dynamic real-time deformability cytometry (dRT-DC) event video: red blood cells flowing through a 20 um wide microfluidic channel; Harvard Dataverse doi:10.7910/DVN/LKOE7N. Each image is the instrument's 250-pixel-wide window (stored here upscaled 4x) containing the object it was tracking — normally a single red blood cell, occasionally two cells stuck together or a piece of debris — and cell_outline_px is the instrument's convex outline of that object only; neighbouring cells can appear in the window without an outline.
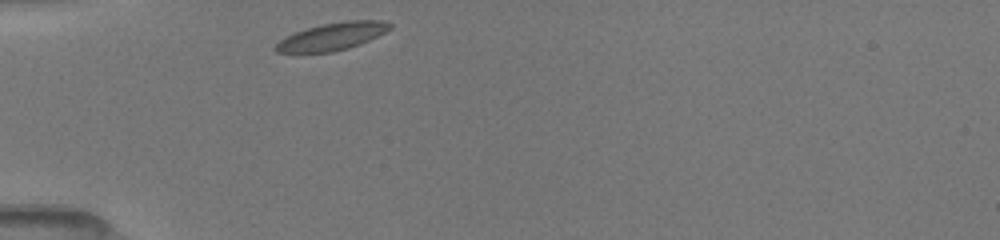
{"species": "common noctule bat (a hibernating species)", "species_latin": "Nyctalus noctula", "temperature_condition": "room temperature", "stored_images_in_passage": 30, "camera_frame_rate_fps": 3000, "um_per_image_px": 0.085, "animal": {"sex": "female", "body_mass_g": 19.5, "forearm_length_mm": 54.1}, "frame": {"image": 1, "passage_image": 1, "time_ms": 0.0, "image_size_px": [1000, 240], "cell_outline_px": [[392, 28], [360, 44], [348, 48], [332, 52], [276, 52], [272, 48], [280, 40], [296, 32], [308, 28], [324, 24], [344, 20], [380, 20], [392, 24]], "centroid_in_image_um": [28.25, 3.09], "position_along_channel_um": 56.8, "area_um2": 17.98}}
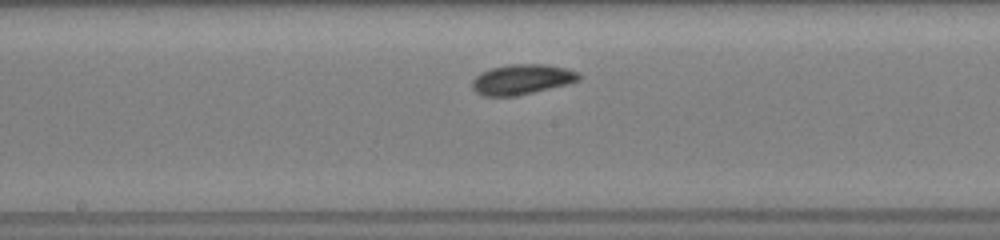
{"frame": {"image": 2, "passage_image": 13, "time_ms": 4.0, "image_size_px": [1000, 240], "cell_outline_px": [[580, 80], [568, 84], [516, 96], [484, 96], [476, 92], [472, 88], [472, 80], [480, 72], [492, 68], [508, 64], [548, 64], [568, 68], [580, 72]], "centroid_in_image_um": [44.39, 6.74], "position_along_channel_um": 203.8, "area_um2": 18.96}}
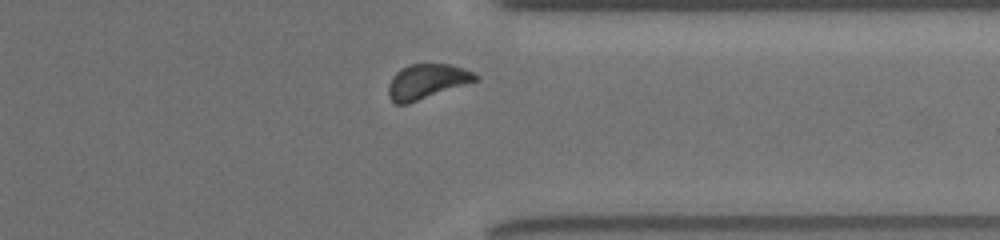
{"frame": {"image": 3, "passage_image": 26, "time_ms": 8.333, "image_size_px": [1000, 240], "cell_outline_px": [[480, 80], [408, 104], [396, 104], [388, 96], [388, 84], [392, 76], [400, 68], [408, 64], [452, 64], [464, 68], [480, 76]], "centroid_in_image_um": [36.29, 6.92], "position_along_channel_um": 375.1, "area_um2": 17.98}, "authors_computed_cell_mechanics": {"area_um2": 17.6579, "velocity_mm_per_s": 3.9693, "shape_relaxation_time_tau1_ms": 2.5205, "shape_relaxation_time_tau2_ms": 6.2177, "deformation_change_tau1": 0.0862, "deformation_change_tau2": 0.0731}}